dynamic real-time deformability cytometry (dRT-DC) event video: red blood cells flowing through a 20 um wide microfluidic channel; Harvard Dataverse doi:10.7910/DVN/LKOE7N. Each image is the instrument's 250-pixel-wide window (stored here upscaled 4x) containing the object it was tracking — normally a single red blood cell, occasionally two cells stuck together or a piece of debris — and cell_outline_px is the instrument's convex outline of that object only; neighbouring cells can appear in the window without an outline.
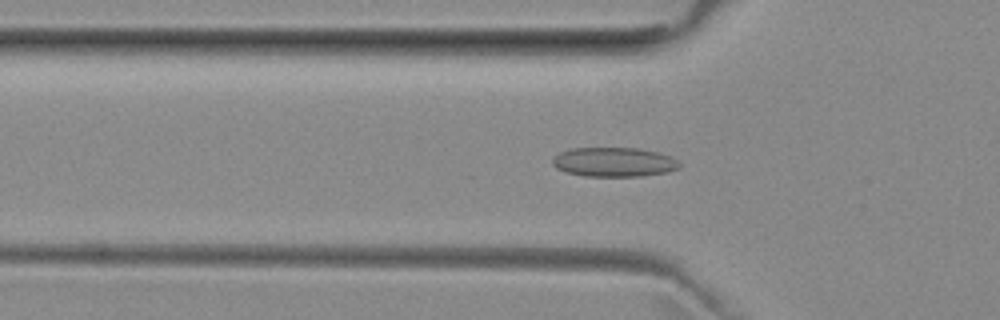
{"species": "common noctule bat (a hibernating species)", "species_latin": "Nyctalus noctula", "temperature_condition": "room temperature", "stored_images_in_passage": 39, "camera_frame_rate_fps": 3000, "um_per_image_px": 0.085, "animal": {"sex": "female", "body_mass_g": 29.2, "forearm_length_mm": 56.3}, "frame": {"image": 1, "passage_image": 4, "time_ms": 1.0, "image_size_px": [1000, 320], "cell_outline_px": [[680, 168], [668, 172], [640, 176], [584, 176], [564, 172], [556, 168], [552, 164], [552, 160], [560, 152], [572, 148], [640, 148], [660, 152], [676, 160], [680, 164]], "centroid_in_image_um": [52.18, 13.77], "position_along_channel_um": 73.6, "area_um2": 21.79}}
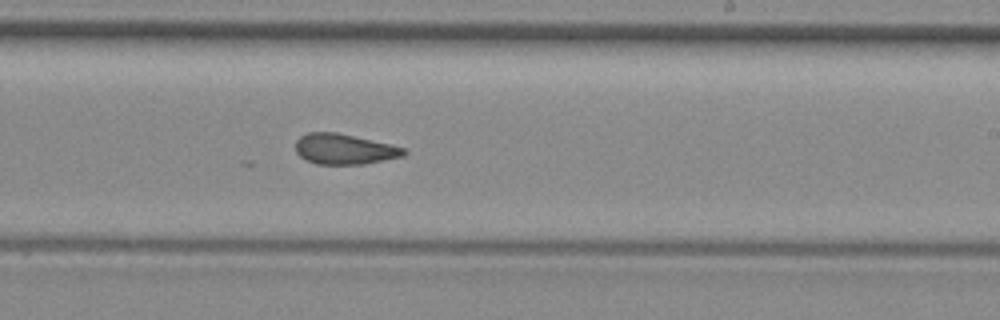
{"frame": {"image": 2, "passage_image": 18, "time_ms": 5.667, "image_size_px": [1000, 320], "cell_outline_px": [[408, 152], [404, 156], [364, 164], [316, 164], [304, 160], [296, 152], [296, 140], [300, 136], [308, 132], [336, 132], [392, 144], [404, 148]], "centroid_in_image_um": [29.26, 12.67], "position_along_channel_um": 259.7, "area_um2": 19.36}}
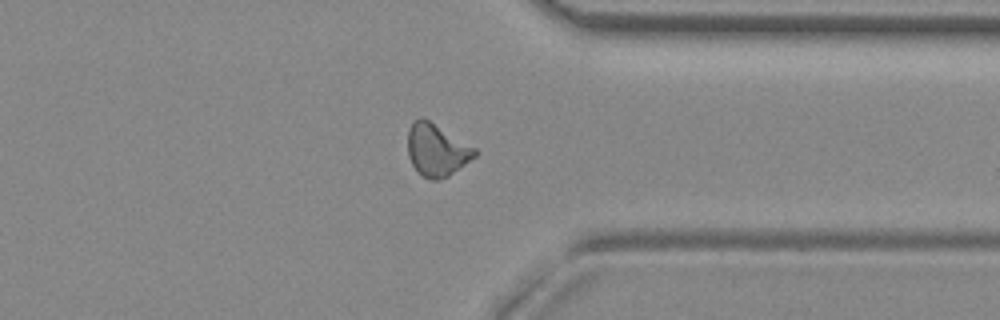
{"frame": {"image": 3, "passage_image": 27, "time_ms": 8.667, "image_size_px": [1000, 320], "cell_outline_px": [[476, 156], [448, 176], [436, 180], [432, 180], [424, 176], [412, 164], [408, 156], [408, 132], [412, 120], [420, 116], [424, 116], [476, 148]], "centroid_in_image_um": [37.11, 12.69], "position_along_channel_um": 374.3, "area_um2": 20.46}, "authors_computed_cell_mechanics": {"area_um2": 19.7098, "velocity_mm_per_s": 3.9738, "shape_relaxation_time_tau1_ms": null, "shape_relaxation_time_tau2_ms": 3.8702, "deformation_change_tau1": null, "deformation_change_tau2": 0.1168}}